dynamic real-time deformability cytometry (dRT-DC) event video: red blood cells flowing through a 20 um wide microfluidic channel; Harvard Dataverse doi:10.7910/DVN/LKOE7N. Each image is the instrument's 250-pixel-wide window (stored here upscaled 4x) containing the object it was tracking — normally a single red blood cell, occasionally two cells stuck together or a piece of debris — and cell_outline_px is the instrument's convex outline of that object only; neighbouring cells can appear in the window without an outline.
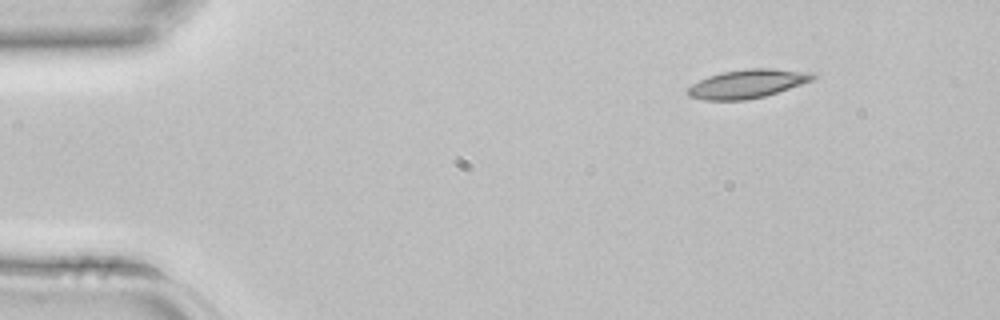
{"species": "common noctule bat (a hibernating species)", "species_latin": "Nyctalus noctula", "temperature_condition": "room temperature", "stored_images_in_passage": 3, "camera_frame_rate_fps": 3000, "um_per_image_px": 0.085, "animal": {"sex": "female", "body_mass_g": 22.7, "forearm_length_mm": 54.2}, "frame": {"image": 1, "passage_image": 1, "time_ms": 0.0, "image_size_px": [1000, 320], "cell_outline_px": [[816, 76], [812, 80], [764, 96], [744, 100], [704, 100], [688, 96], [688, 88], [692, 84], [708, 76], [724, 72], [748, 68], [772, 68], [812, 72]], "centroid_in_image_um": [63.51, 7.11], "position_along_channel_um": 21.5, "area_um2": 20.58}}